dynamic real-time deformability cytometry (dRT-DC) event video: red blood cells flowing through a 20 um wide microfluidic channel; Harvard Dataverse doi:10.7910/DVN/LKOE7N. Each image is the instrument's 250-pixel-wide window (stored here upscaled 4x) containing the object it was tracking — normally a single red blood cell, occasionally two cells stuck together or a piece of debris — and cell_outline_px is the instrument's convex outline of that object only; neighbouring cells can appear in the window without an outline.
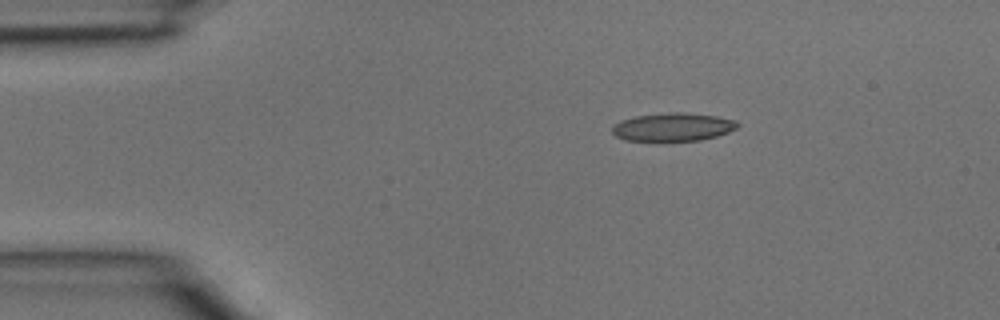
{"species": "common noctule bat (a hibernating species)", "species_latin": "Nyctalus noctula", "temperature_condition": "room temperature", "stored_images_in_passage": 2, "camera_frame_rate_fps": 3000, "um_per_image_px": 0.085, "animal": {"sex": "male", "body_mass_g": 15.6}, "frame": {"image": 1, "passage_image": 1, "time_ms": 0.0, "image_size_px": [1000, 320], "cell_outline_px": [[740, 124], [736, 128], [728, 132], [716, 136], [700, 140], [660, 144], [624, 140], [616, 136], [612, 132], [612, 128], [620, 120], [636, 116], [668, 112], [680, 112], [716, 116], [736, 120]], "centroid_in_image_um": [57.16, 10.85], "position_along_channel_um": 27.8, "area_um2": 21.44}}